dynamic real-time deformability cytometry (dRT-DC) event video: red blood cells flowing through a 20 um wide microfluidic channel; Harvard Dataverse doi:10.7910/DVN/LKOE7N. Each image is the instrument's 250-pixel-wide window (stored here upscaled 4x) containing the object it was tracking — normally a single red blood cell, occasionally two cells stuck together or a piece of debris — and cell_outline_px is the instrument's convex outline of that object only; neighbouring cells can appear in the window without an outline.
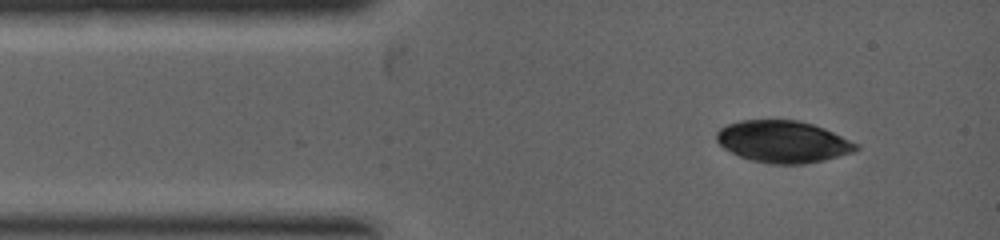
{"species": "common noctule bat (a hibernating species)", "species_latin": "Nyctalus noctula", "temperature_condition": "warm", "stored_images_in_passage": 2, "camera_frame_rate_fps": 5000, "um_per_image_px": 0.085, "animal": {"sex": "female", "body_mass_g": 19.0, "forearm_length_mm": 53.3}, "frame": {"image": 1, "passage_image": 1, "time_ms": 0.0, "image_size_px": [1000, 240], "cell_outline_px": [[860, 148], [852, 152], [824, 160], [804, 164], [772, 164], [752, 160], [740, 156], [724, 148], [716, 140], [716, 132], [720, 128], [728, 124], [740, 120], [800, 120], [824, 128], [860, 144]], "centroid_in_image_um": [66.57, 12.03], "position_along_channel_um": 18.4, "area_um2": 34.04}}